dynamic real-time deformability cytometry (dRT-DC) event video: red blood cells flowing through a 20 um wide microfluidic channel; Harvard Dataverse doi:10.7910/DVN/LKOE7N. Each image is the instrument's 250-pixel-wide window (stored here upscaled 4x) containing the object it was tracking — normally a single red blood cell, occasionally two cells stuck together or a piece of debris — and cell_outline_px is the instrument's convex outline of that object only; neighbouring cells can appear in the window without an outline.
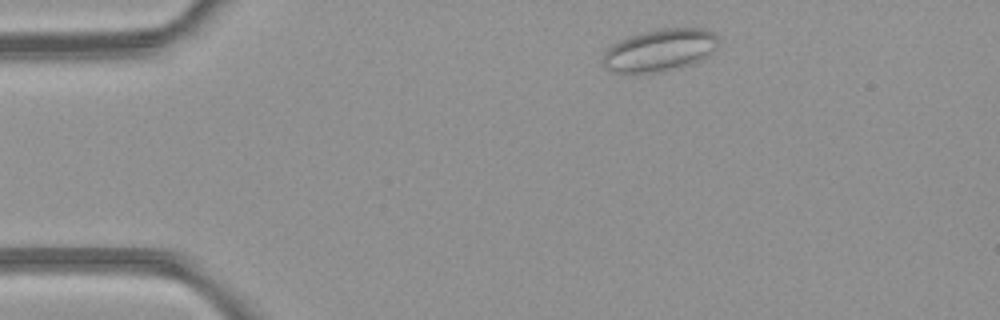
{"species": "common noctule bat (a hibernating species)", "species_latin": "Nyctalus noctula", "temperature_condition": "room temperature", "stored_images_in_passage": 3, "camera_frame_rate_fps": 3000, "um_per_image_px": 0.085, "animal": {"sex": "female", "body_mass_g": 21.9}, "frame": {"image": 1, "passage_image": 1, "time_ms": 0.0, "image_size_px": [1000, 320], "cell_outline_px": [[720, 40], [716, 48], [712, 52], [700, 60], [692, 64], [660, 72], [632, 76], [624, 76], [612, 72], [604, 68], [604, 52], [612, 44], [628, 36], [640, 32], [656, 28], [704, 28], [712, 32]], "centroid_in_image_um": [56.02, 4.3], "position_along_channel_um": 29.0, "area_um2": 29.36}}